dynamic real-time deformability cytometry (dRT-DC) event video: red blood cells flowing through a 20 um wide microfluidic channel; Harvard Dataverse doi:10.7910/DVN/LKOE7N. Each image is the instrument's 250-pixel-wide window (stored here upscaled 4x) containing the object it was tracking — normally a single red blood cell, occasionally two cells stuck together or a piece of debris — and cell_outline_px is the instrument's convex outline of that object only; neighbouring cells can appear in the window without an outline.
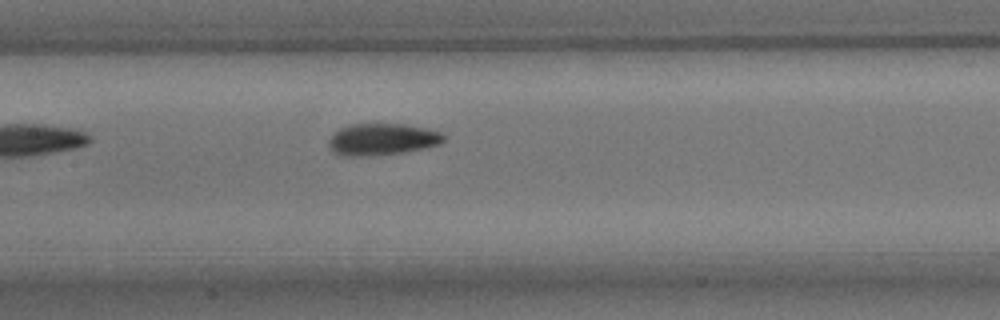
{"species": "common noctule bat (a hibernating species)", "species_latin": "Nyctalus noctula", "temperature_condition": "room temperature", "stored_images_in_passage": 9, "camera_frame_rate_fps": 3000, "um_per_image_px": 0.085, "animal": {"sex": "male", "body_mass_g": 15.6}, "frame": {"image": 1, "passage_image": 9, "time_ms": 9.333, "image_size_px": [1000, 320], "cell_outline_px": [[444, 140], [440, 144], [424, 148], [404, 152], [372, 156], [340, 156], [332, 152], [328, 144], [328, 140], [332, 132], [348, 124], [404, 124], [424, 128], [440, 132], [444, 136]], "centroid_in_image_um": [32.41, 11.85], "position_along_channel_um": 175.0, "area_um2": 21.5}}